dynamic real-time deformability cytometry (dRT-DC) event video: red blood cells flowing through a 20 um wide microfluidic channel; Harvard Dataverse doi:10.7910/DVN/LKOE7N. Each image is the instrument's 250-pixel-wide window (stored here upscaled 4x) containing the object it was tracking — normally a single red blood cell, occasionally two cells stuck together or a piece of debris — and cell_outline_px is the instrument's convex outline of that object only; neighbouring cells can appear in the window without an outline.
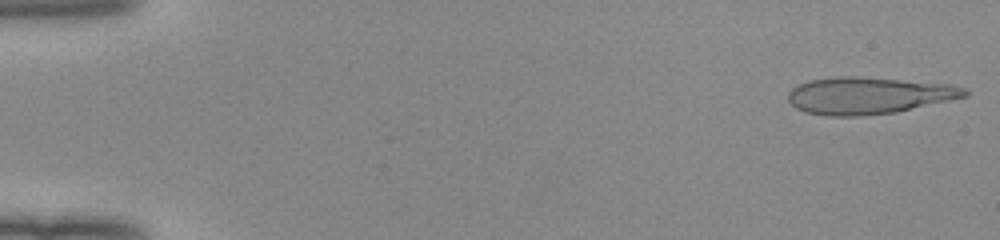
{"species": "human", "species_latin": "Homo sapiens", "temperature_condition": "room temperature", "stored_images_in_passage": 13, "camera_frame_rate_fps": 3000, "um_per_image_px": 0.085, "donor": {"sex": "female"}, "frame": {"image": 1, "passage_image": 1, "time_ms": 0.0, "image_size_px": [1000, 240], "cell_outline_px": [[968, 96], [896, 112], [860, 116], [824, 116], [804, 112], [796, 108], [788, 100], [788, 92], [796, 84], [808, 80], [840, 76], [856, 76], [952, 84], [968, 88]], "centroid_in_image_um": [73.81, 8.12], "position_along_channel_um": 11.2, "area_um2": 38.32}}